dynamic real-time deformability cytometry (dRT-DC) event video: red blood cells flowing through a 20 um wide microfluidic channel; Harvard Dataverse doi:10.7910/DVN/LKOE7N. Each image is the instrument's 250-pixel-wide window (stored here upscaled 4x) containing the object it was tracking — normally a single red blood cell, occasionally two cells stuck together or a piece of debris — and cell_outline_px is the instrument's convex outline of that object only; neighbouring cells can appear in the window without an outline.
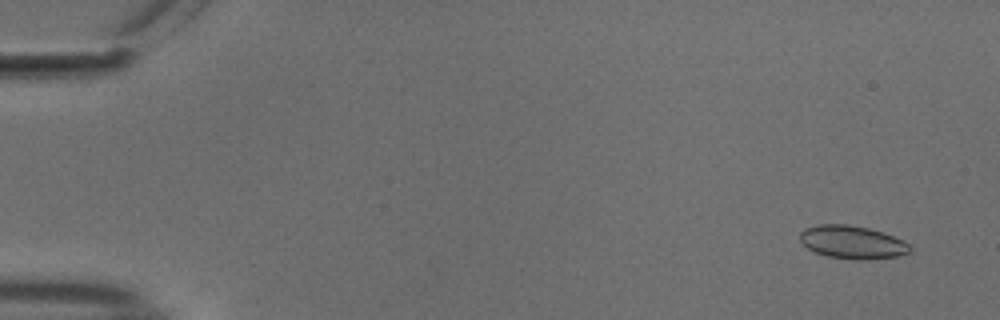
{"species": "common noctule bat (a hibernating species)", "species_latin": "Nyctalus noctula", "temperature_condition": "cold", "stored_images_in_passage": 55, "camera_frame_rate_fps": 3000, "um_per_image_px": 0.085, "animal": {"sex": "male", "body_mass_g": 18.8}, "frame": {"image": 1, "passage_image": 4, "time_ms": 1.0, "image_size_px": [1000, 320], "cell_outline_px": [[912, 248], [908, 252], [896, 256], [868, 260], [856, 260], [828, 256], [816, 252], [808, 248], [800, 240], [800, 232], [804, 228], [820, 224], [848, 224], [868, 228], [884, 232], [904, 240]], "centroid_in_image_um": [72.45, 20.58], "position_along_channel_um": 12.5, "area_um2": 21.21}}
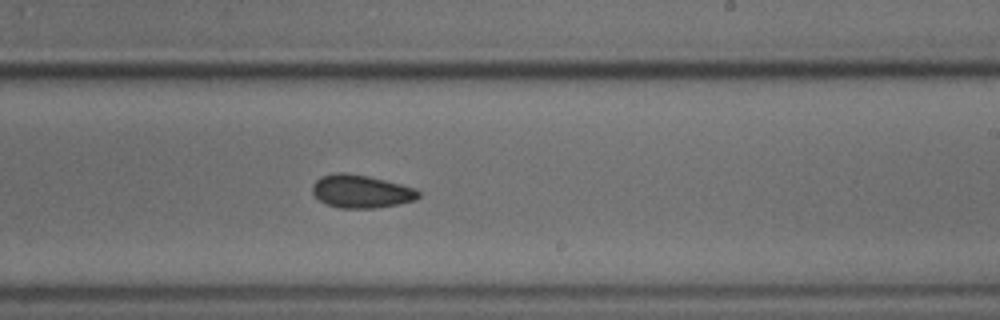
{"frame": {"image": 2, "passage_image": 34, "time_ms": 11.0, "image_size_px": [1000, 320], "cell_outline_px": [[420, 196], [416, 200], [400, 204], [376, 208], [340, 208], [328, 204], [320, 200], [312, 192], [312, 184], [320, 176], [336, 172], [344, 172], [368, 176], [416, 188], [420, 192]], "centroid_in_image_um": [30.71, 16.26], "position_along_channel_um": 258.3, "area_um2": 20.52}}
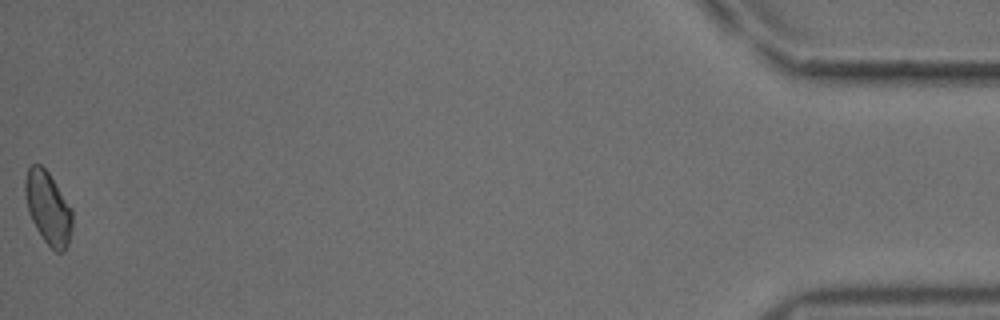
{"frame": {"image": 3, "passage_image": 55, "time_ms": 18.0, "image_size_px": [1000, 320], "cell_outline_px": [[72, 228], [68, 244], [64, 252], [56, 252], [44, 240], [36, 228], [28, 212], [24, 192], [24, 180], [28, 168], [32, 164], [40, 164], [48, 172], [72, 208]], "centroid_in_image_um": [4.08, 17.67], "position_along_channel_um": 431.1, "area_um2": 20.0}, "authors_computed_cell_mechanics": {"area_um2": 20.1722, "velocity_mm_per_s": 3.7582, "shape_relaxation_time_tau1_ms": 4.2046, "shape_relaxation_time_tau2_ms": 3.0206, "deformation_change_tau1": 0.0744, "deformation_change_tau2": 0.0644}}